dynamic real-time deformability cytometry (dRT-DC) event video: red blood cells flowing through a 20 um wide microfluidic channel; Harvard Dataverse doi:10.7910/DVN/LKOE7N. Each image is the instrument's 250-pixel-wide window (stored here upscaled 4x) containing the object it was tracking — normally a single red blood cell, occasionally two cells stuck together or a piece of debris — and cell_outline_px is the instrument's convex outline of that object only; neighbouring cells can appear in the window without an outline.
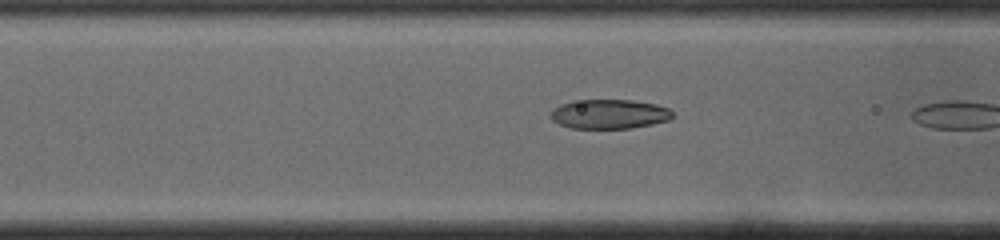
{"species": "common noctule bat (a hibernating species)", "species_latin": "Nyctalus noctula", "temperature_condition": "cold", "stored_images_in_passage": 15, "camera_frame_rate_fps": 3000, "um_per_image_px": 0.085, "animal": {"sex": "male", "body_mass_g": 19.0, "forearm_length_mm": 50.8}, "frame": {"image": 1, "passage_image": 13, "time_ms": 4.0, "image_size_px": [1000, 240], "cell_outline_px": [[676, 116], [668, 120], [652, 124], [632, 128], [572, 128], [560, 124], [552, 120], [552, 112], [560, 104], [572, 100], [632, 100], [656, 104], [668, 108]], "centroid_in_image_um": [51.83, 9.69], "position_along_channel_um": 114.8, "area_um2": 20.81}}